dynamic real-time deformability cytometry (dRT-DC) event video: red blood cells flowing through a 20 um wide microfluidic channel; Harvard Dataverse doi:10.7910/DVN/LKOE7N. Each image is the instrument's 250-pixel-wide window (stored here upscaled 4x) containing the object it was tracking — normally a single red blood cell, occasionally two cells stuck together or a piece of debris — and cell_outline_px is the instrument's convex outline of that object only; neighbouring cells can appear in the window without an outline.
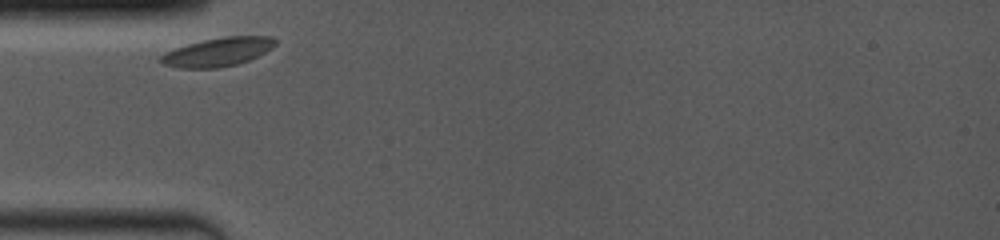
{"species": "common noctule bat (a hibernating species)", "species_latin": "Nyctalus noctula", "temperature_condition": "room temperature", "stored_images_in_passage": 38, "camera_frame_rate_fps": 4000, "um_per_image_px": 0.085, "animal": {"sex": "female", "body_mass_g": 19.0, "forearm_length_mm": 53.3}, "frame": {"image": 1, "passage_image": 1, "time_ms": 0.0, "image_size_px": [1000, 240], "cell_outline_px": [[276, 44], [272, 48], [248, 60], [236, 64], [220, 68], [180, 68], [160, 64], [156, 60], [164, 52], [188, 44], [204, 40], [224, 36], [272, 36], [276, 40]], "centroid_in_image_um": [18.46, 4.42], "position_along_channel_um": 66.5, "area_um2": 19.19}}
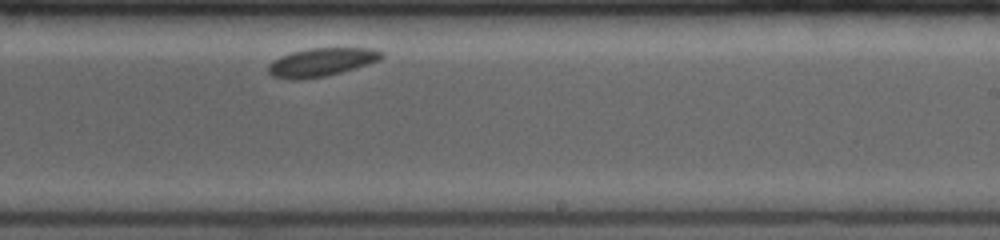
{"frame": {"image": 2, "passage_image": 23, "time_ms": 5.5, "image_size_px": [1000, 240], "cell_outline_px": [[384, 56], [380, 60], [356, 68], [324, 76], [296, 80], [292, 80], [272, 76], [268, 72], [268, 64], [272, 60], [280, 56], [292, 52], [308, 48], [372, 48], [384, 52]], "centroid_in_image_um": [27.31, 5.28], "position_along_channel_um": 261.7, "area_um2": 18.79}}
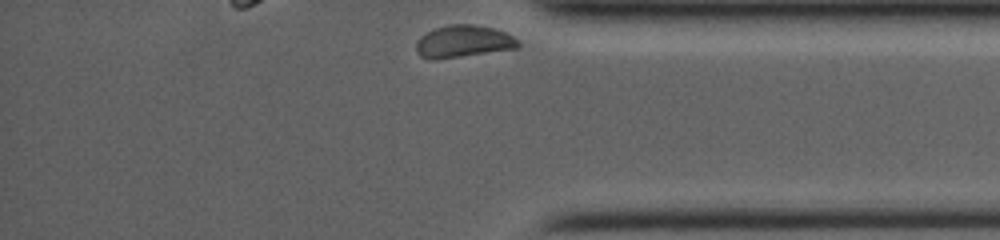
{"frame": {"image": 3, "passage_image": 38, "time_ms": 9.25, "image_size_px": [1000, 240], "cell_outline_px": [[520, 44], [516, 48], [460, 56], [420, 56], [416, 52], [416, 44], [420, 36], [436, 28], [452, 24], [472, 24], [492, 28], [504, 32], [520, 40]], "centroid_in_image_um": [39.43, 3.48], "position_along_channel_um": 395.8, "area_um2": 18.26}}